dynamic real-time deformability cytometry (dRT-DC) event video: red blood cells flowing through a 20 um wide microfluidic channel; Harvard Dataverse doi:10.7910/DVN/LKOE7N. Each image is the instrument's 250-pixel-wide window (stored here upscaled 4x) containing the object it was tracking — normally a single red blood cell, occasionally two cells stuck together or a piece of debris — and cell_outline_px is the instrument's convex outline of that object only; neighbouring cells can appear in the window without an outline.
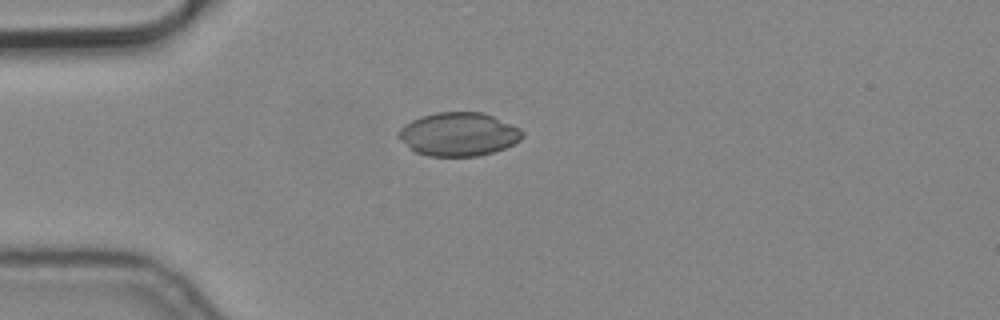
{"species": "common noctule bat (a hibernating species)", "species_latin": "Nyctalus noctula", "temperature_condition": "cold", "stored_images_in_passage": 3, "camera_frame_rate_fps": 3000, "um_per_image_px": 0.085, "animal": {"sex": "male", "body_mass_g": 19.2, "forearm_length_mm": 51.8}, "frame": {"image": 1, "passage_image": 1, "time_ms": 0.0, "image_size_px": [1000, 320], "cell_outline_px": [[524, 136], [520, 140], [504, 148], [492, 152], [476, 156], [428, 156], [416, 152], [408, 148], [396, 136], [396, 132], [404, 124], [420, 116], [436, 112], [484, 112], [520, 128], [524, 132]], "centroid_in_image_um": [38.94, 11.4], "position_along_channel_um": 46.1, "area_um2": 31.62}}
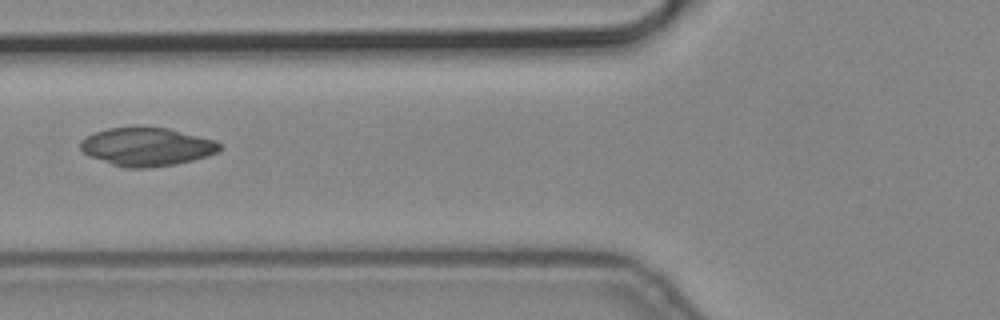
{"frame": {"image": 2, "passage_image": 3, "time_ms": 0.667, "image_size_px": [1000, 320], "cell_outline_px": [[220, 148], [216, 152], [192, 160], [176, 164], [152, 168], [124, 168], [88, 156], [80, 148], [80, 140], [84, 136], [108, 128], [168, 128], [216, 140], [220, 144]], "centroid_in_image_um": [12.44, 12.49], "position_along_channel_um": 113.4, "area_um2": 30.87}}